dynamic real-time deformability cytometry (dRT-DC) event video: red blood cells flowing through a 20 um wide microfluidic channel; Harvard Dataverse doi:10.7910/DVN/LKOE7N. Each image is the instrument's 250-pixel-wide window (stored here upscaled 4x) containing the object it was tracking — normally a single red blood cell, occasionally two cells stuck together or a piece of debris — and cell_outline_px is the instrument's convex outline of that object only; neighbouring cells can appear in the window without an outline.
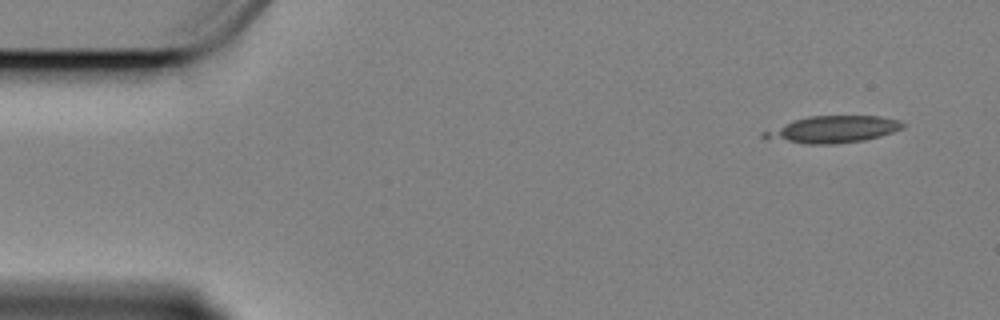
{"species": "Egyptian fruit bat (a non-hibernating species)", "species_latin": "Rousettus aegyptiacus", "temperature_condition": "cold", "stored_images_in_passage": 53, "camera_frame_rate_fps": 3000, "um_per_image_px": 0.085, "animal": {"sex": "female"}, "frame": {"image": 1, "passage_image": 1, "time_ms": 0.0, "image_size_px": [1000, 320], "cell_outline_px": [[908, 124], [904, 128], [880, 136], [864, 140], [832, 144], [804, 144], [764, 140], [760, 136], [760, 132], [808, 116], [880, 116], [900, 120]], "centroid_in_image_um": [70.77, 11.01], "position_along_channel_um": 14.2, "area_um2": 22.02}}
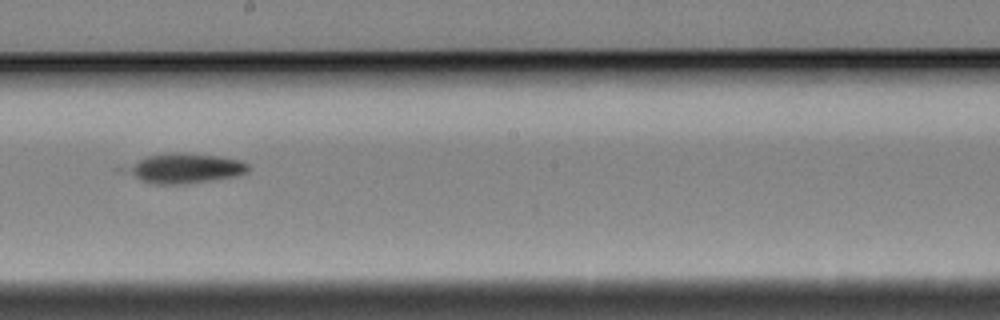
{"frame": {"image": 2, "passage_image": 29, "time_ms": 9.333, "image_size_px": [1000, 320], "cell_outline_px": [[248, 172], [236, 176], [212, 180], [184, 184], [152, 184], [140, 180], [128, 172], [128, 168], [140, 160], [148, 156], [168, 152], [184, 152], [216, 156], [240, 160], [248, 164]], "centroid_in_image_um": [15.78, 14.3], "position_along_channel_um": 232.4, "area_um2": 20.81}}
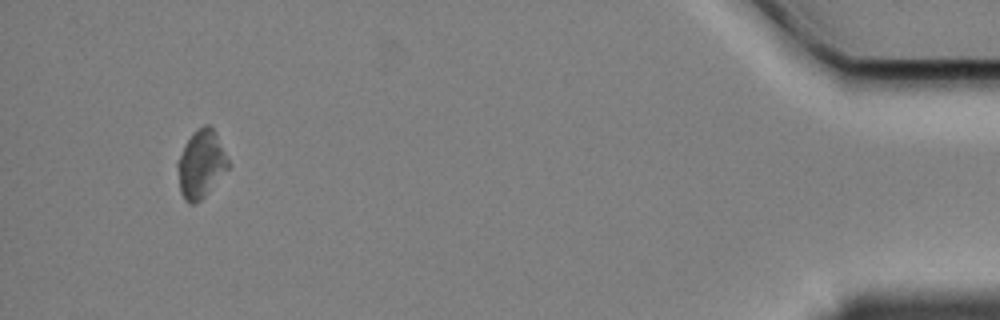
{"frame": {"image": 3, "passage_image": 52, "time_ms": 17.0, "image_size_px": [1000, 320], "cell_outline_px": [[228, 168], [204, 196], [200, 200], [192, 204], [188, 204], [184, 200], [180, 192], [176, 164], [176, 160], [192, 132], [196, 128], [204, 124], [208, 124], [216, 132], [228, 160]], "centroid_in_image_um": [17.04, 13.92], "position_along_channel_um": 418.2, "area_um2": 19.94}}